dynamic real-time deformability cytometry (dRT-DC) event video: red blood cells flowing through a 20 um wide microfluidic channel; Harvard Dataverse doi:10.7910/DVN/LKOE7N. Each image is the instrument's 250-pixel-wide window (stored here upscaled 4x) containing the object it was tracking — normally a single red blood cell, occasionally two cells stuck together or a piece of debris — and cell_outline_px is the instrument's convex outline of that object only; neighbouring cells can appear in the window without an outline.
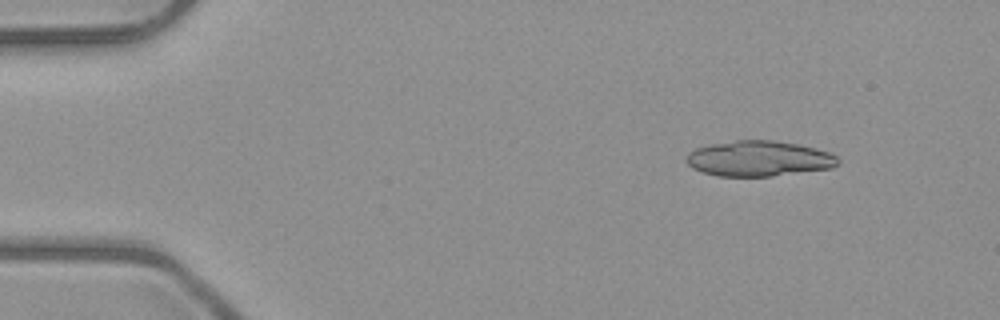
{"species": "common noctule bat (a hibernating species)", "species_latin": "Nyctalus noctula", "temperature_condition": "room temperature", "stored_images_in_passage": 5, "camera_frame_rate_fps": 3000, "um_per_image_px": 0.085, "animal": {"sex": "male", "body_mass_g": 23.1, "forearm_length_mm": 52.7}, "frame": {"image": 1, "passage_image": 2, "time_ms": 1.333, "image_size_px": [1000, 320], "cell_outline_px": [[840, 164], [832, 168], [772, 176], [716, 176], [692, 168], [688, 164], [688, 152], [696, 148], [712, 144], [736, 140], [772, 140], [800, 144], [816, 148], [828, 152], [836, 156], [840, 160]], "centroid_in_image_um": [64.54, 13.48], "position_along_channel_um": 20.5, "area_um2": 31.33}}